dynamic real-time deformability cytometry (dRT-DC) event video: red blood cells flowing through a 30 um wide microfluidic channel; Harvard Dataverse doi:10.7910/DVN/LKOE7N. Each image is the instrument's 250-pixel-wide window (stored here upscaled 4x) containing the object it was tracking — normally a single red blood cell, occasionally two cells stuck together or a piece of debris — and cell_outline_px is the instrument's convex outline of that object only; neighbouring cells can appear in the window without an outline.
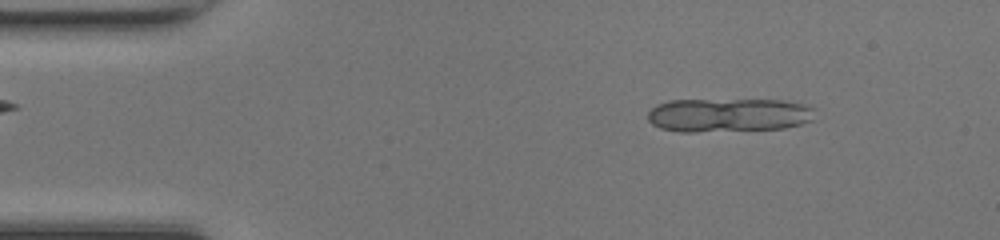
{"species": "common noctule bat (a hibernating species)", "species_latin": "Nyctalus noctula", "temperature_condition": "room temperature", "stored_images_in_passage": 14, "camera_frame_rate_fps": 3000, "um_per_image_px": 0.085, "animal": {"sex": "female", "body_mass_g": 17.0, "forearm_length_mm": 48.0}, "frame": {"image": 1, "passage_image": 5, "time_ms": 1.333, "image_size_px": [1000, 240], "cell_outline_px": [[816, 108], [812, 120], [800, 124], [784, 128], [696, 132], [680, 132], [660, 128], [652, 124], [648, 120], [648, 112], [656, 104], [668, 100], [784, 100], [804, 104]], "centroid_in_image_um": [61.91, 9.77], "position_along_channel_um": 23.1, "area_um2": 33.12}}